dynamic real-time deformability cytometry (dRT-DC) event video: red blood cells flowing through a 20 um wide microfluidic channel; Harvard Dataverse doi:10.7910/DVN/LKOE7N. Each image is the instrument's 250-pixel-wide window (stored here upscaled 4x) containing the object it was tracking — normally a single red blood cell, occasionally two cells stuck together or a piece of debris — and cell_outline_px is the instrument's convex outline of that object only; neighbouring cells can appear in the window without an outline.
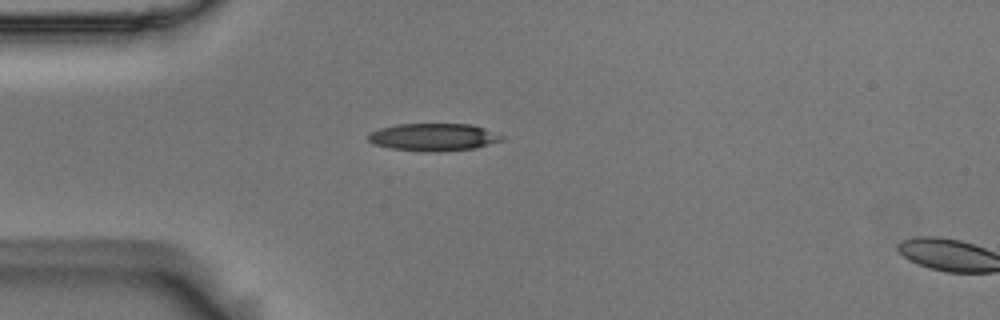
{"species": "Egyptian fruit bat (a non-hibernating species)", "species_latin": "Rousettus aegyptiacus", "temperature_condition": "room temperature", "stored_images_in_passage": 2, "segment_of_instrument_passage": [1, 2], "camera_frame_rate_fps": 3000, "um_per_image_px": 0.085, "animal": {"sex": "male"}, "frame": {"image": 1, "passage_image": 1, "time_ms": 0.0, "image_size_px": [1000, 320], "cell_outline_px": [[504, 140], [476, 148], [436, 152], [392, 148], [372, 144], [368, 140], [368, 136], [372, 132], [380, 128], [396, 124], [472, 124], [484, 128], [504, 136]], "centroid_in_image_um": [36.88, 11.65], "position_along_channel_um": 48.1, "area_um2": 21.33}}